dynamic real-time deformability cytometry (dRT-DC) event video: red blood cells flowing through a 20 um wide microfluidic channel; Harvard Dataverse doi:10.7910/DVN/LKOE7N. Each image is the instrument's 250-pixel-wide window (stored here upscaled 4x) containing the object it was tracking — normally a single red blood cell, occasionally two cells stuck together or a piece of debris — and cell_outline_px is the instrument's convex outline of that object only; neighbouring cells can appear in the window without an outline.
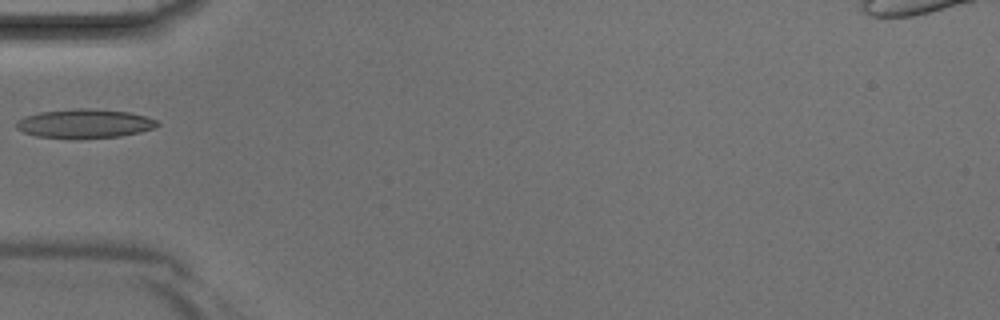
{"species": "Egyptian fruit bat (a non-hibernating species)", "species_latin": "Rousettus aegyptiacus", "temperature_condition": "room temperature", "stored_images_in_passage": 4, "camera_frame_rate_fps": 3000, "um_per_image_px": 0.085, "animal": {"sex": "male"}, "frame": {"image": 1, "passage_image": 4, "time_ms": 1.0, "image_size_px": [1000, 320], "cell_outline_px": [[160, 124], [152, 128], [140, 132], [120, 136], [80, 140], [72, 140], [36, 136], [24, 132], [16, 128], [16, 120], [24, 116], [40, 112], [76, 108], [92, 108], [128, 112], [148, 116], [156, 120]], "centroid_in_image_um": [7.17, 10.52], "position_along_channel_um": 77.8, "area_um2": 24.39}}